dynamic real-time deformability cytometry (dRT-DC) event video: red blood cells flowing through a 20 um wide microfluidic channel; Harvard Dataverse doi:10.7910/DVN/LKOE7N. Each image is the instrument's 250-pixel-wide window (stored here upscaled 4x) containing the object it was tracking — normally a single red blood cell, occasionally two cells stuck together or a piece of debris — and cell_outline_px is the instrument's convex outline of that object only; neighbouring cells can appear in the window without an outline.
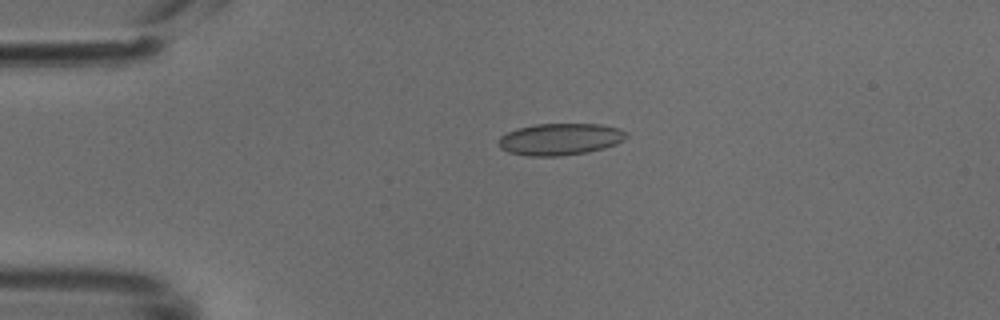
{"species": "common noctule bat (a hibernating species)", "species_latin": "Nyctalus noctula", "temperature_condition": "cold", "stored_images_in_passage": 39, "camera_frame_rate_fps": 3000, "um_per_image_px": 0.085, "animal": {"sex": "male", "body_mass_g": 18.8}, "frame": {"image": 1, "passage_image": 1, "time_ms": 0.0, "image_size_px": [1000, 320], "cell_outline_px": [[628, 136], [616, 144], [604, 148], [588, 152], [560, 156], [528, 156], [508, 152], [500, 148], [500, 136], [516, 128], [532, 124], [600, 124], [620, 128], [628, 132]], "centroid_in_image_um": [47.63, 11.82], "position_along_channel_um": 37.4, "area_um2": 23.81}}
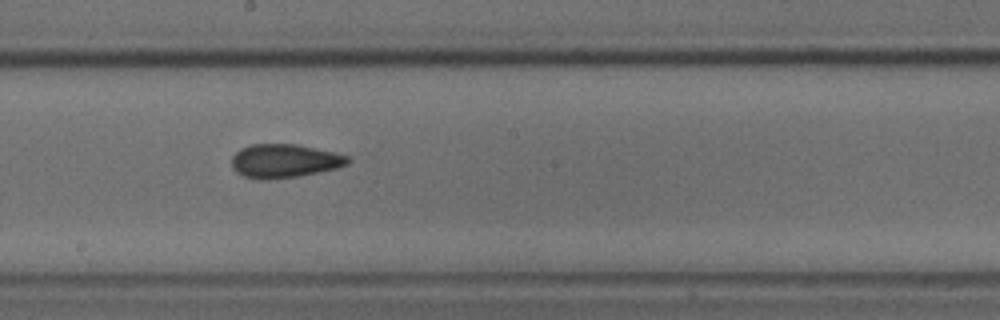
{"frame": {"image": 2, "passage_image": 17, "time_ms": 5.333, "image_size_px": [1000, 320], "cell_outline_px": [[352, 160], [348, 164], [336, 168], [300, 176], [264, 180], [260, 180], [244, 176], [236, 172], [232, 168], [232, 156], [240, 148], [252, 144], [296, 144], [336, 152], [348, 156]], "centroid_in_image_um": [24.18, 13.68], "position_along_channel_um": 224.0, "area_um2": 22.95}}
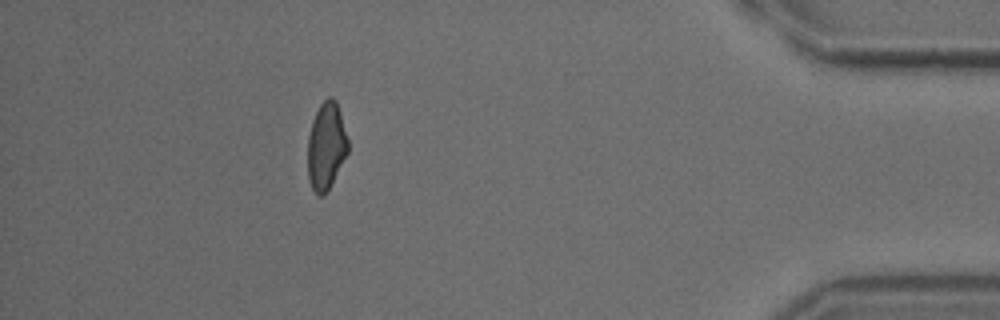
{"frame": {"image": 3, "passage_image": 34, "time_ms": 11.0, "image_size_px": [1000, 320], "cell_outline_px": [[348, 152], [324, 196], [320, 196], [312, 188], [308, 180], [308, 136], [312, 120], [320, 104], [328, 96], [332, 96], [336, 100], [340, 112], [348, 140]], "centroid_in_image_um": [27.72, 12.38], "position_along_channel_um": 407.5, "area_um2": 20.35}}